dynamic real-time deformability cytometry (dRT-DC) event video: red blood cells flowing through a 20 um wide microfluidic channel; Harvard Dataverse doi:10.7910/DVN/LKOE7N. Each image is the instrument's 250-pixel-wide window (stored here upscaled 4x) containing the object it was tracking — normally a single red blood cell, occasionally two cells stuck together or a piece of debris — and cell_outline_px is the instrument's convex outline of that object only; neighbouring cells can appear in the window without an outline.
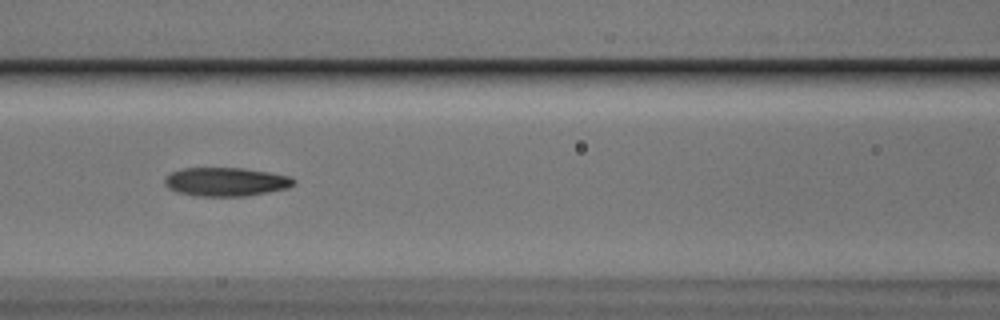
{"species": "Egyptian fruit bat (a non-hibernating species)", "species_latin": "Rousettus aegyptiacus", "temperature_condition": "cold", "stored_images_in_passage": 30, "camera_frame_rate_fps": 3000, "um_per_image_px": 0.085, "animal": {"sex": "male"}, "frame": {"image": 1, "passage_image": 9, "time_ms": 2.667, "image_size_px": [1000, 320], "cell_outline_px": [[296, 180], [288, 188], [248, 196], [192, 196], [176, 192], [168, 188], [164, 184], [164, 176], [172, 172], [184, 168], [240, 168], [268, 172], [292, 176]], "centroid_in_image_um": [19.17, 15.46], "position_along_channel_um": 147.4, "area_um2": 21.73}}